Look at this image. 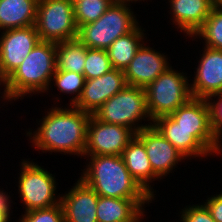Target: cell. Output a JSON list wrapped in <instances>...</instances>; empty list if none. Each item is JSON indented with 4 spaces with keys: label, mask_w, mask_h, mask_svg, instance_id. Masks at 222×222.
<instances>
[{
    "label": "cell",
    "mask_w": 222,
    "mask_h": 222,
    "mask_svg": "<svg viewBox=\"0 0 222 222\" xmlns=\"http://www.w3.org/2000/svg\"><path fill=\"white\" fill-rule=\"evenodd\" d=\"M116 0H77L73 2L74 18L78 29L96 21Z\"/></svg>",
    "instance_id": "25"
},
{
    "label": "cell",
    "mask_w": 222,
    "mask_h": 222,
    "mask_svg": "<svg viewBox=\"0 0 222 222\" xmlns=\"http://www.w3.org/2000/svg\"><path fill=\"white\" fill-rule=\"evenodd\" d=\"M19 222H65L61 203L42 209H34L25 212Z\"/></svg>",
    "instance_id": "28"
},
{
    "label": "cell",
    "mask_w": 222,
    "mask_h": 222,
    "mask_svg": "<svg viewBox=\"0 0 222 222\" xmlns=\"http://www.w3.org/2000/svg\"><path fill=\"white\" fill-rule=\"evenodd\" d=\"M129 6V2L111 4L96 21L78 29L77 39L87 48L106 50L117 38L139 25Z\"/></svg>",
    "instance_id": "4"
},
{
    "label": "cell",
    "mask_w": 222,
    "mask_h": 222,
    "mask_svg": "<svg viewBox=\"0 0 222 222\" xmlns=\"http://www.w3.org/2000/svg\"><path fill=\"white\" fill-rule=\"evenodd\" d=\"M86 50L77 38L56 44V70L83 74Z\"/></svg>",
    "instance_id": "23"
},
{
    "label": "cell",
    "mask_w": 222,
    "mask_h": 222,
    "mask_svg": "<svg viewBox=\"0 0 222 222\" xmlns=\"http://www.w3.org/2000/svg\"><path fill=\"white\" fill-rule=\"evenodd\" d=\"M153 199H120L98 196V222H140L145 215L143 206ZM142 222V221H141Z\"/></svg>",
    "instance_id": "18"
},
{
    "label": "cell",
    "mask_w": 222,
    "mask_h": 222,
    "mask_svg": "<svg viewBox=\"0 0 222 222\" xmlns=\"http://www.w3.org/2000/svg\"><path fill=\"white\" fill-rule=\"evenodd\" d=\"M204 49L190 90L193 98L209 99L222 93V50Z\"/></svg>",
    "instance_id": "15"
},
{
    "label": "cell",
    "mask_w": 222,
    "mask_h": 222,
    "mask_svg": "<svg viewBox=\"0 0 222 222\" xmlns=\"http://www.w3.org/2000/svg\"><path fill=\"white\" fill-rule=\"evenodd\" d=\"M182 212V213H181ZM180 212L181 215V220L180 222H216L209 210L206 208V206L203 205H193V206H189L186 208L184 207V209H182V211Z\"/></svg>",
    "instance_id": "29"
},
{
    "label": "cell",
    "mask_w": 222,
    "mask_h": 222,
    "mask_svg": "<svg viewBox=\"0 0 222 222\" xmlns=\"http://www.w3.org/2000/svg\"><path fill=\"white\" fill-rule=\"evenodd\" d=\"M202 37L206 47L222 50V5L218 2L202 27L193 35Z\"/></svg>",
    "instance_id": "24"
},
{
    "label": "cell",
    "mask_w": 222,
    "mask_h": 222,
    "mask_svg": "<svg viewBox=\"0 0 222 222\" xmlns=\"http://www.w3.org/2000/svg\"><path fill=\"white\" fill-rule=\"evenodd\" d=\"M179 126L190 133L211 153L222 152L212 128L209 99L192 98L169 115Z\"/></svg>",
    "instance_id": "9"
},
{
    "label": "cell",
    "mask_w": 222,
    "mask_h": 222,
    "mask_svg": "<svg viewBox=\"0 0 222 222\" xmlns=\"http://www.w3.org/2000/svg\"><path fill=\"white\" fill-rule=\"evenodd\" d=\"M69 108L53 107L41 119L40 127L31 137L33 147L48 152L74 154L84 157L87 141V127L90 113L84 112L73 105ZM43 120V121H42ZM32 135V136H31Z\"/></svg>",
    "instance_id": "1"
},
{
    "label": "cell",
    "mask_w": 222,
    "mask_h": 222,
    "mask_svg": "<svg viewBox=\"0 0 222 222\" xmlns=\"http://www.w3.org/2000/svg\"><path fill=\"white\" fill-rule=\"evenodd\" d=\"M113 69L107 51L87 48L83 75L86 80L97 78Z\"/></svg>",
    "instance_id": "26"
},
{
    "label": "cell",
    "mask_w": 222,
    "mask_h": 222,
    "mask_svg": "<svg viewBox=\"0 0 222 222\" xmlns=\"http://www.w3.org/2000/svg\"><path fill=\"white\" fill-rule=\"evenodd\" d=\"M35 28L41 41L62 43L78 37L72 0H39Z\"/></svg>",
    "instance_id": "7"
},
{
    "label": "cell",
    "mask_w": 222,
    "mask_h": 222,
    "mask_svg": "<svg viewBox=\"0 0 222 222\" xmlns=\"http://www.w3.org/2000/svg\"><path fill=\"white\" fill-rule=\"evenodd\" d=\"M135 136L144 144L153 173L158 179L171 173L178 162L187 159L152 125Z\"/></svg>",
    "instance_id": "12"
},
{
    "label": "cell",
    "mask_w": 222,
    "mask_h": 222,
    "mask_svg": "<svg viewBox=\"0 0 222 222\" xmlns=\"http://www.w3.org/2000/svg\"><path fill=\"white\" fill-rule=\"evenodd\" d=\"M9 198L10 197L8 194H6V191L4 192L0 190V204H6L10 207V203L12 202L9 200Z\"/></svg>",
    "instance_id": "33"
},
{
    "label": "cell",
    "mask_w": 222,
    "mask_h": 222,
    "mask_svg": "<svg viewBox=\"0 0 222 222\" xmlns=\"http://www.w3.org/2000/svg\"><path fill=\"white\" fill-rule=\"evenodd\" d=\"M173 13V24L193 37L202 27L218 0H169Z\"/></svg>",
    "instance_id": "17"
},
{
    "label": "cell",
    "mask_w": 222,
    "mask_h": 222,
    "mask_svg": "<svg viewBox=\"0 0 222 222\" xmlns=\"http://www.w3.org/2000/svg\"><path fill=\"white\" fill-rule=\"evenodd\" d=\"M218 97V101L212 100V97ZM211 99V100H210ZM213 101V102H212ZM211 107L212 128L216 139L220 141L222 139V93L212 95L209 98Z\"/></svg>",
    "instance_id": "30"
},
{
    "label": "cell",
    "mask_w": 222,
    "mask_h": 222,
    "mask_svg": "<svg viewBox=\"0 0 222 222\" xmlns=\"http://www.w3.org/2000/svg\"><path fill=\"white\" fill-rule=\"evenodd\" d=\"M18 191L25 204V212L53 207L60 203L61 196L56 199L55 176L47 170L28 160L21 162Z\"/></svg>",
    "instance_id": "8"
},
{
    "label": "cell",
    "mask_w": 222,
    "mask_h": 222,
    "mask_svg": "<svg viewBox=\"0 0 222 222\" xmlns=\"http://www.w3.org/2000/svg\"><path fill=\"white\" fill-rule=\"evenodd\" d=\"M138 48L134 58L125 68L124 75L127 85L145 89L159 75L164 73L170 64L163 53L156 52L147 45Z\"/></svg>",
    "instance_id": "14"
},
{
    "label": "cell",
    "mask_w": 222,
    "mask_h": 222,
    "mask_svg": "<svg viewBox=\"0 0 222 222\" xmlns=\"http://www.w3.org/2000/svg\"><path fill=\"white\" fill-rule=\"evenodd\" d=\"M117 2H131L133 3L134 1L137 2L138 0H116ZM141 1V0H140ZM144 1V0H143Z\"/></svg>",
    "instance_id": "34"
},
{
    "label": "cell",
    "mask_w": 222,
    "mask_h": 222,
    "mask_svg": "<svg viewBox=\"0 0 222 222\" xmlns=\"http://www.w3.org/2000/svg\"><path fill=\"white\" fill-rule=\"evenodd\" d=\"M187 78L170 66L145 88L152 123L157 118L171 115L193 98Z\"/></svg>",
    "instance_id": "6"
},
{
    "label": "cell",
    "mask_w": 222,
    "mask_h": 222,
    "mask_svg": "<svg viewBox=\"0 0 222 222\" xmlns=\"http://www.w3.org/2000/svg\"><path fill=\"white\" fill-rule=\"evenodd\" d=\"M204 203L212 218L216 222H222V192L218 195L209 197Z\"/></svg>",
    "instance_id": "31"
},
{
    "label": "cell",
    "mask_w": 222,
    "mask_h": 222,
    "mask_svg": "<svg viewBox=\"0 0 222 222\" xmlns=\"http://www.w3.org/2000/svg\"><path fill=\"white\" fill-rule=\"evenodd\" d=\"M56 69V43L40 40L22 64L2 83L5 88L1 98L15 101L26 94L45 93L51 87Z\"/></svg>",
    "instance_id": "2"
},
{
    "label": "cell",
    "mask_w": 222,
    "mask_h": 222,
    "mask_svg": "<svg viewBox=\"0 0 222 222\" xmlns=\"http://www.w3.org/2000/svg\"><path fill=\"white\" fill-rule=\"evenodd\" d=\"M52 81L55 82L54 84L62 93L71 95L74 93L77 94L75 97L73 96L72 99H70V105H74L82 93L86 79L83 74L56 70L52 77Z\"/></svg>",
    "instance_id": "27"
},
{
    "label": "cell",
    "mask_w": 222,
    "mask_h": 222,
    "mask_svg": "<svg viewBox=\"0 0 222 222\" xmlns=\"http://www.w3.org/2000/svg\"><path fill=\"white\" fill-rule=\"evenodd\" d=\"M93 115L102 122L123 125L135 134L153 125L151 122L150 125L136 123L143 119L145 121V118L151 121V117L147 108L145 89L130 85H126L107 100Z\"/></svg>",
    "instance_id": "5"
},
{
    "label": "cell",
    "mask_w": 222,
    "mask_h": 222,
    "mask_svg": "<svg viewBox=\"0 0 222 222\" xmlns=\"http://www.w3.org/2000/svg\"><path fill=\"white\" fill-rule=\"evenodd\" d=\"M80 179L99 196L120 199H154L130 175L121 155L88 156Z\"/></svg>",
    "instance_id": "3"
},
{
    "label": "cell",
    "mask_w": 222,
    "mask_h": 222,
    "mask_svg": "<svg viewBox=\"0 0 222 222\" xmlns=\"http://www.w3.org/2000/svg\"><path fill=\"white\" fill-rule=\"evenodd\" d=\"M98 194L81 179L68 193L61 196L65 222H98Z\"/></svg>",
    "instance_id": "16"
},
{
    "label": "cell",
    "mask_w": 222,
    "mask_h": 222,
    "mask_svg": "<svg viewBox=\"0 0 222 222\" xmlns=\"http://www.w3.org/2000/svg\"><path fill=\"white\" fill-rule=\"evenodd\" d=\"M121 157L130 175L154 198V189L150 182L158 179V177L153 173L144 144L135 136L128 143Z\"/></svg>",
    "instance_id": "20"
},
{
    "label": "cell",
    "mask_w": 222,
    "mask_h": 222,
    "mask_svg": "<svg viewBox=\"0 0 222 222\" xmlns=\"http://www.w3.org/2000/svg\"><path fill=\"white\" fill-rule=\"evenodd\" d=\"M39 0H0V30L35 25Z\"/></svg>",
    "instance_id": "21"
},
{
    "label": "cell",
    "mask_w": 222,
    "mask_h": 222,
    "mask_svg": "<svg viewBox=\"0 0 222 222\" xmlns=\"http://www.w3.org/2000/svg\"><path fill=\"white\" fill-rule=\"evenodd\" d=\"M153 126L186 158L212 155L190 131L180 127L170 116L157 118Z\"/></svg>",
    "instance_id": "19"
},
{
    "label": "cell",
    "mask_w": 222,
    "mask_h": 222,
    "mask_svg": "<svg viewBox=\"0 0 222 222\" xmlns=\"http://www.w3.org/2000/svg\"><path fill=\"white\" fill-rule=\"evenodd\" d=\"M126 85L124 71L112 69L100 77L86 80L82 93L73 106L92 115Z\"/></svg>",
    "instance_id": "13"
},
{
    "label": "cell",
    "mask_w": 222,
    "mask_h": 222,
    "mask_svg": "<svg viewBox=\"0 0 222 222\" xmlns=\"http://www.w3.org/2000/svg\"><path fill=\"white\" fill-rule=\"evenodd\" d=\"M134 137L131 129L102 122L92 114L87 127L84 156L121 155Z\"/></svg>",
    "instance_id": "10"
},
{
    "label": "cell",
    "mask_w": 222,
    "mask_h": 222,
    "mask_svg": "<svg viewBox=\"0 0 222 222\" xmlns=\"http://www.w3.org/2000/svg\"><path fill=\"white\" fill-rule=\"evenodd\" d=\"M138 25L128 34L117 38L107 49L113 69L124 71L144 42V32Z\"/></svg>",
    "instance_id": "22"
},
{
    "label": "cell",
    "mask_w": 222,
    "mask_h": 222,
    "mask_svg": "<svg viewBox=\"0 0 222 222\" xmlns=\"http://www.w3.org/2000/svg\"><path fill=\"white\" fill-rule=\"evenodd\" d=\"M10 209L6 204H0V222H9L10 221Z\"/></svg>",
    "instance_id": "32"
},
{
    "label": "cell",
    "mask_w": 222,
    "mask_h": 222,
    "mask_svg": "<svg viewBox=\"0 0 222 222\" xmlns=\"http://www.w3.org/2000/svg\"><path fill=\"white\" fill-rule=\"evenodd\" d=\"M4 31L0 36V84L22 64L40 41L35 25Z\"/></svg>",
    "instance_id": "11"
}]
</instances>
